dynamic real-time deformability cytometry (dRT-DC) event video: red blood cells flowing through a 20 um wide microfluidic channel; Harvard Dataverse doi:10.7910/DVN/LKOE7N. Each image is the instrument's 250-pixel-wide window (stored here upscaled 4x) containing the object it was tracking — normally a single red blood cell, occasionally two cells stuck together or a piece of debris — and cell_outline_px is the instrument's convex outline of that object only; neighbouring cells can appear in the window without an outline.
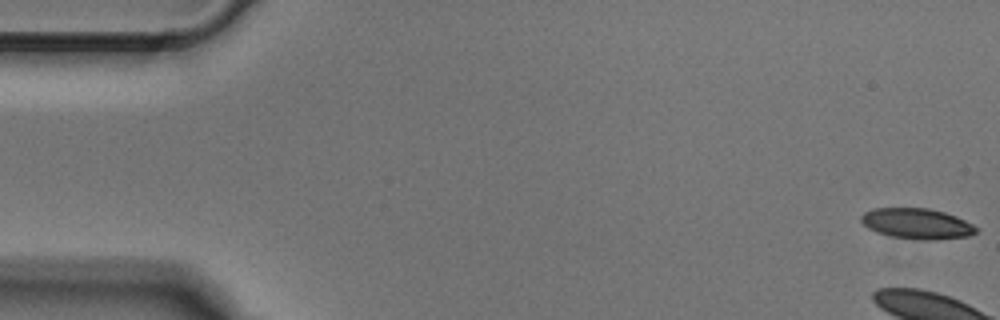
{"species": "Egyptian fruit bat (a non-hibernating species)", "species_latin": "Rousettus aegyptiacus", "temperature_condition": "cold", "stored_images_in_passage": 49, "camera_frame_rate_fps": 3000, "um_per_image_px": 0.085, "animal": {"sex": "male"}, "frame": {"image": 1, "passage_image": 1, "time_ms": 0.0, "image_size_px": [1000, 320], "cell_outline_px": [[976, 232], [968, 236], [936, 240], [928, 240], [892, 236], [876, 232], [868, 228], [860, 220], [860, 216], [864, 212], [872, 208], [928, 208], [944, 212], [956, 216], [972, 224], [976, 228]], "centroid_in_image_um": [77.91, 19.0], "position_along_channel_um": 7.1, "area_um2": 20.35}}
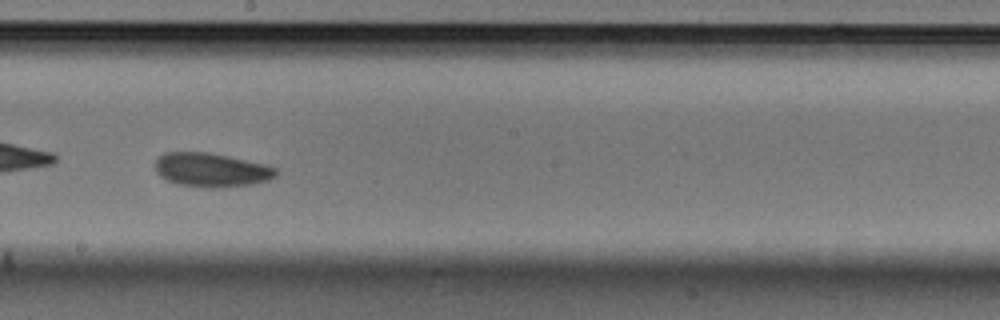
{"frame": {"image": 2, "passage_image": 29, "time_ms": 9.333, "image_size_px": [1000, 320], "cell_outline_px": [[276, 176], [268, 180], [248, 184], [220, 188], [204, 188], [176, 184], [160, 176], [156, 172], [156, 160], [164, 152], [208, 152], [228, 156], [264, 164], [276, 168]], "centroid_in_image_um": [17.93, 14.45], "position_along_channel_um": 230.3, "area_um2": 23.81}}
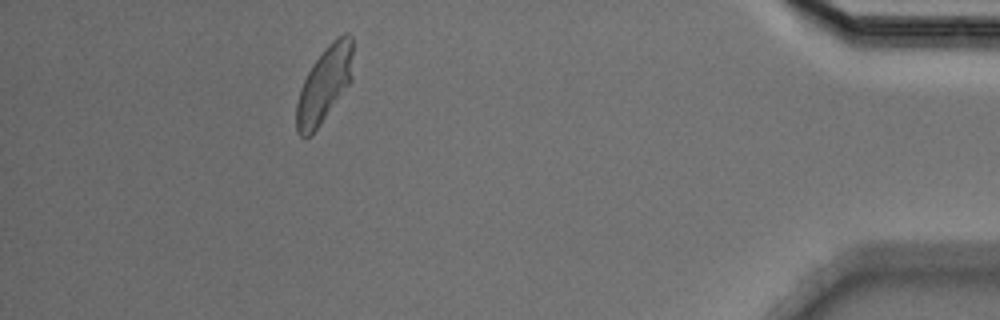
{"frame": {"image": 3, "passage_image": 44, "time_ms": 14.333, "image_size_px": [1000, 320], "cell_outline_px": [[352, 80], [312, 136], [304, 140], [296, 132], [296, 104], [300, 88], [308, 72], [316, 60], [328, 44], [332, 40], [344, 32], [348, 32], [352, 36]], "centroid_in_image_um": [27.56, 7.22], "position_along_channel_um": 407.6, "area_um2": 25.09}}